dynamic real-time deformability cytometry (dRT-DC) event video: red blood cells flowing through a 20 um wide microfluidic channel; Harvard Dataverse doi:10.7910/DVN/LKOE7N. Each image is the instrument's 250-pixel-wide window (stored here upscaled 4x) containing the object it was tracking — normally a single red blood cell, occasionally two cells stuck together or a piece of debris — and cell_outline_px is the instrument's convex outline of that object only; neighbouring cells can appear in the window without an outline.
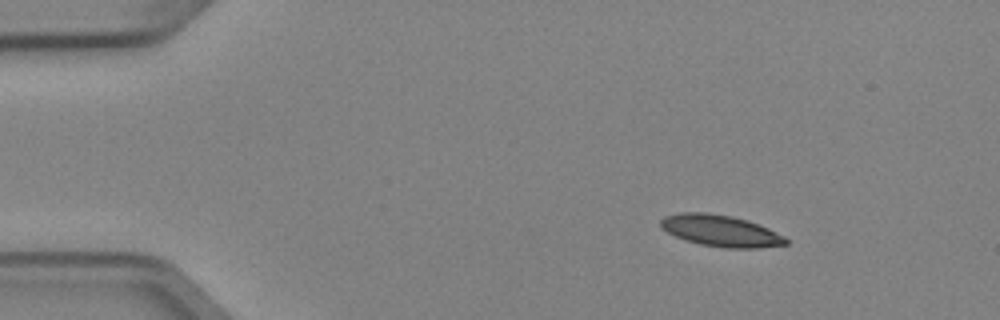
{"species": "Egyptian fruit bat (a non-hibernating species)", "species_latin": "Rousettus aegyptiacus", "temperature_condition": "cold", "stored_images_in_passage": 3, "camera_frame_rate_fps": 3000, "um_per_image_px": 0.085, "animal": {"sex": "female"}, "frame": {"image": 1, "passage_image": 1, "time_ms": 0.0, "image_size_px": [1000, 320], "cell_outline_px": [[788, 244], [760, 248], [724, 248], [700, 244], [676, 236], [660, 228], [660, 220], [664, 216], [680, 212], [708, 212], [732, 216], [748, 220], [768, 228], [784, 236], [788, 240]], "centroid_in_image_um": [61.26, 19.61], "position_along_channel_um": 23.7, "area_um2": 23.06}}